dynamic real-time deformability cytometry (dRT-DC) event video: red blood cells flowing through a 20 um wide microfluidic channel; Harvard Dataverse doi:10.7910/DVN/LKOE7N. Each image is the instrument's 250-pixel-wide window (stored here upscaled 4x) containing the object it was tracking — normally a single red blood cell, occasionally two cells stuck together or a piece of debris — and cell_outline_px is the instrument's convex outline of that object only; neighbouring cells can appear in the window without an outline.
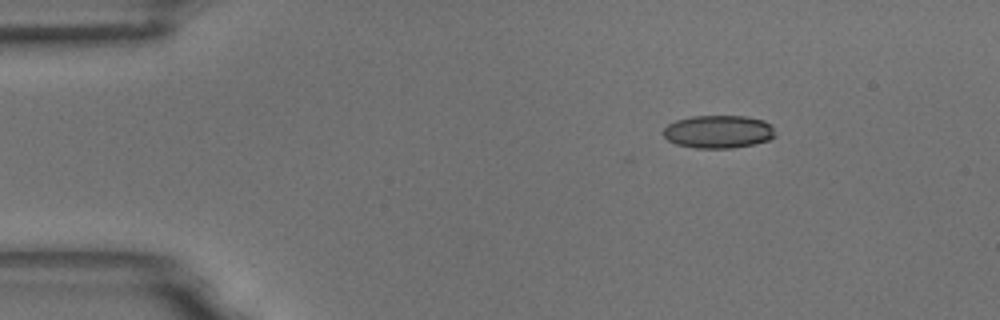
{"species": "common noctule bat (a hibernating species)", "species_latin": "Nyctalus noctula", "temperature_condition": "room temperature", "stored_images_in_passage": 3, "camera_frame_rate_fps": 3000, "um_per_image_px": 0.085, "animal": {"sex": "male", "body_mass_g": 18.8}, "frame": {"image": 1, "passage_image": 1, "time_ms": 0.0, "image_size_px": [1000, 320], "cell_outline_px": [[776, 136], [768, 140], [752, 144], [732, 148], [696, 148], [676, 144], [668, 140], [664, 136], [664, 128], [668, 124], [676, 120], [692, 116], [744, 116], [764, 120], [772, 124]], "centroid_in_image_um": [61.08, 11.19], "position_along_channel_um": 23.9, "area_um2": 21.5}}